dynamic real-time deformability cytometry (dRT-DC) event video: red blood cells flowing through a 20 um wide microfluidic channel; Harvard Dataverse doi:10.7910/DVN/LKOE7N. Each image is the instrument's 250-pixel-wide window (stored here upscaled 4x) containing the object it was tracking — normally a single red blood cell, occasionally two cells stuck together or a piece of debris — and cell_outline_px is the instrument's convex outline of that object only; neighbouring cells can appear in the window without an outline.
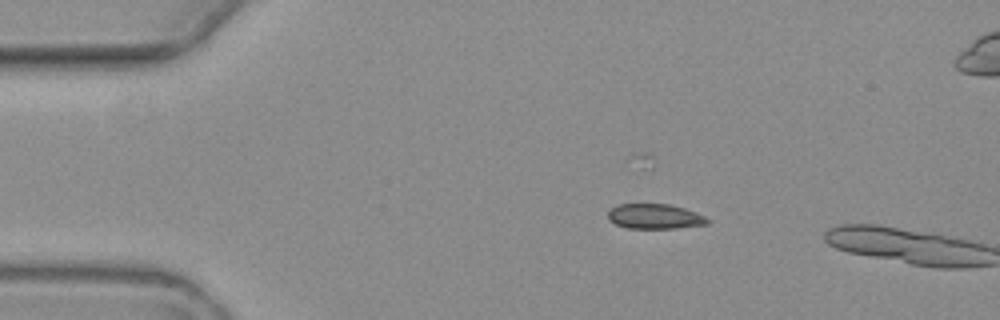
{"species": "common noctule bat (a hibernating species)", "species_latin": "Nyctalus noctula", "temperature_condition": "warm", "stored_images_in_passage": 3, "camera_frame_rate_fps": 3000, "um_per_image_px": 0.085, "animal": {"sex": "female", "body_mass_g": 19.3, "forearm_length_mm": 54.1}, "frame": {"image": 1, "passage_image": 2, "time_ms": 2.333, "image_size_px": [1000, 320], "cell_outline_px": [[712, 220], [708, 224], [676, 228], [628, 228], [616, 224], [608, 220], [608, 212], [616, 204], [668, 204], [684, 208], [696, 212]], "centroid_in_image_um": [55.67, 18.39], "position_along_channel_um": 29.3, "area_um2": 14.51}}